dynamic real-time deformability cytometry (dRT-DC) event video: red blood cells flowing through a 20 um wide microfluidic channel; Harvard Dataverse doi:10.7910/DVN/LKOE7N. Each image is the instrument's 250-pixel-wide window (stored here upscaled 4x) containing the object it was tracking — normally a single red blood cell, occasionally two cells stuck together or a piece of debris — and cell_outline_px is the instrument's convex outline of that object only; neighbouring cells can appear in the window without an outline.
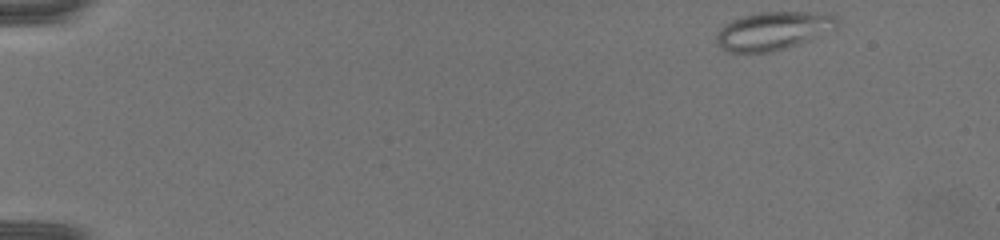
{"species": "common noctule bat (a hibernating species)", "species_latin": "Nyctalus noctula", "temperature_condition": "warm", "stored_images_in_passage": 48, "camera_frame_rate_fps": 3000, "um_per_image_px": 0.085, "animal": {"sex": "female", "body_mass_g": 19.5, "forearm_length_mm": 54.1}, "frame": {"image": 1, "passage_image": 1, "time_ms": 0.0, "image_size_px": [1000, 240], "cell_outline_px": [[836, 24], [812, 40], [788, 48], [772, 52], [728, 52], [716, 40], [716, 32], [724, 24], [732, 20], [744, 16], [760, 12], [832, 12], [836, 16]], "centroid_in_image_um": [65.71, 2.61], "position_along_channel_um": 19.3, "area_um2": 26.76}}
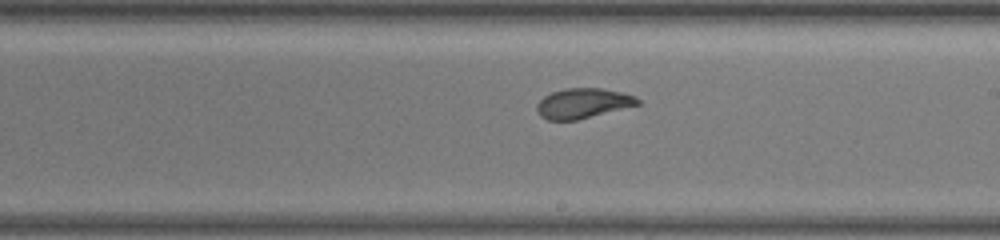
{"frame": {"image": 2, "passage_image": 35, "time_ms": 11.333, "image_size_px": [1000, 240], "cell_outline_px": [[640, 104], [576, 120], [548, 120], [540, 116], [536, 108], [536, 104], [544, 96], [552, 92], [564, 88], [604, 88], [636, 96], [640, 100]], "centroid_in_image_um": [49.53, 8.77], "position_along_channel_um": 239.5, "area_um2": 17.57}}
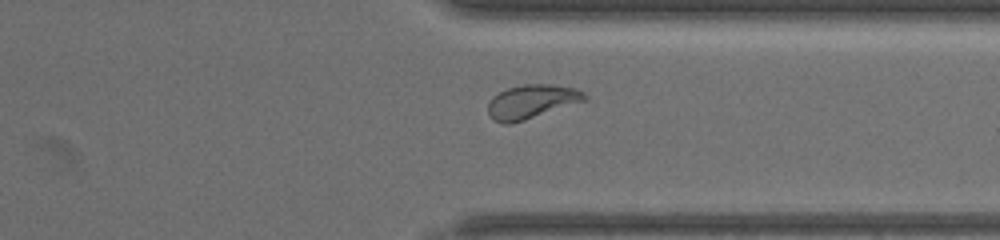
{"frame": {"image": 3, "passage_image": 47, "time_ms": 15.333, "image_size_px": [1000, 240], "cell_outline_px": [[588, 100], [524, 120], [508, 124], [504, 124], [492, 120], [488, 112], [488, 100], [492, 96], [508, 88], [524, 84], [548, 84], [576, 88], [584, 92], [588, 96]], "centroid_in_image_um": [45.19, 8.64], "position_along_channel_um": 366.2, "area_um2": 19.19}}